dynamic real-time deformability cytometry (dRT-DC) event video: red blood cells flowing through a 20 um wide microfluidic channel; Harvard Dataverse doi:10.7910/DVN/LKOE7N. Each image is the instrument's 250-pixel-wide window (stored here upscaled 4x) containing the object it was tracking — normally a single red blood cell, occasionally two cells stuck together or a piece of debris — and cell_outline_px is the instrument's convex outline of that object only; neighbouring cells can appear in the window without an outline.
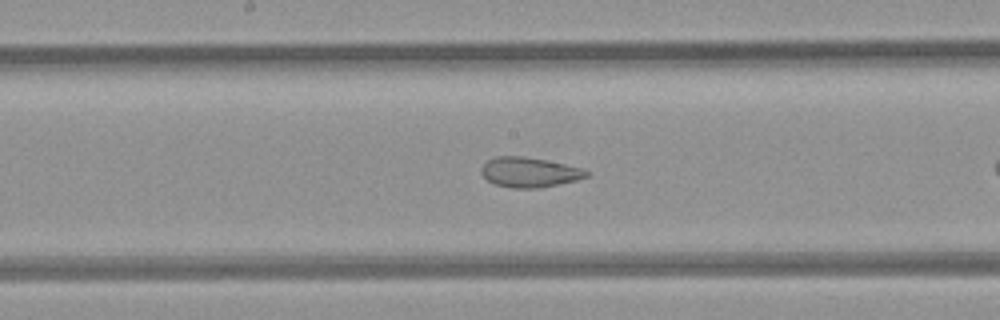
{"species": "common noctule bat (a hibernating species)", "species_latin": "Nyctalus noctula", "temperature_condition": "room temperature", "stored_images_in_passage": 17, "camera_frame_rate_fps": 3000, "um_per_image_px": 0.085, "animal": {"sex": "female", "body_mass_g": 21.9}, "frame": {"image": 1, "passage_image": 10, "time_ms": 3.0, "image_size_px": [1000, 320], "cell_outline_px": [[588, 176], [576, 180], [540, 188], [512, 188], [496, 184], [488, 180], [480, 172], [480, 168], [488, 160], [496, 156], [524, 156], [584, 168], [588, 172]], "centroid_in_image_um": [44.99, 14.64], "position_along_channel_um": 203.2, "area_um2": 18.21}}